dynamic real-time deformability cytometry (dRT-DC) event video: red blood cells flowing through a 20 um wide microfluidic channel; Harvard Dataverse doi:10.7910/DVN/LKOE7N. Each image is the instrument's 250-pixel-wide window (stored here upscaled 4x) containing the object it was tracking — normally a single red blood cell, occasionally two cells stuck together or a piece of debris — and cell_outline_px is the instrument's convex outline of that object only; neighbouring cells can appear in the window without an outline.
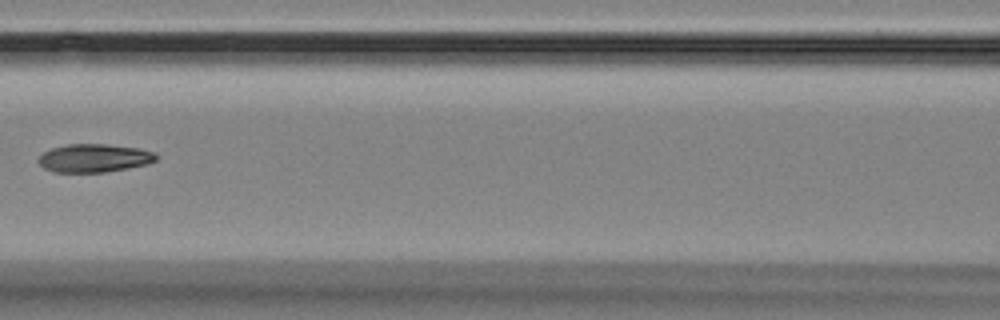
{"species": "Egyptian fruit bat (a non-hibernating species)", "species_latin": "Rousettus aegyptiacus", "temperature_condition": "room temperature", "stored_images_in_passage": 7, "camera_frame_rate_fps": 3000, "um_per_image_px": 0.085, "animal": {"sex": "female"}, "frame": {"image": 1, "passage_image": 6, "time_ms": 6.0, "image_size_px": [1000, 320], "cell_outline_px": [[156, 160], [148, 164], [128, 168], [104, 172], [56, 172], [44, 168], [36, 160], [44, 152], [52, 148], [68, 144], [108, 144], [140, 148], [152, 152], [156, 156]], "centroid_in_image_um": [8.0, 13.43], "position_along_channel_um": 158.6, "area_um2": 19.31}}
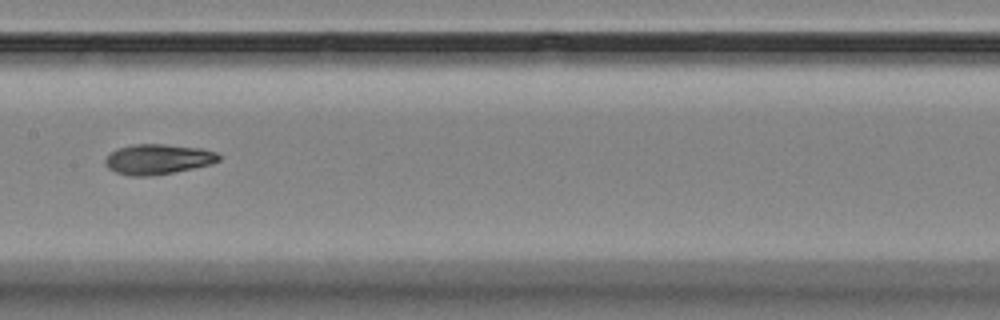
{"frame": {"image": 2, "passage_image": 7, "time_ms": 7.0, "image_size_px": [1000, 320], "cell_outline_px": [[220, 160], [212, 164], [172, 172], [148, 176], [128, 176], [116, 172], [108, 168], [104, 164], [104, 160], [116, 148], [132, 144], [164, 144], [200, 148], [216, 152], [220, 156]], "centroid_in_image_um": [13.4, 13.53], "position_along_channel_um": 194.0, "area_um2": 19.94}}